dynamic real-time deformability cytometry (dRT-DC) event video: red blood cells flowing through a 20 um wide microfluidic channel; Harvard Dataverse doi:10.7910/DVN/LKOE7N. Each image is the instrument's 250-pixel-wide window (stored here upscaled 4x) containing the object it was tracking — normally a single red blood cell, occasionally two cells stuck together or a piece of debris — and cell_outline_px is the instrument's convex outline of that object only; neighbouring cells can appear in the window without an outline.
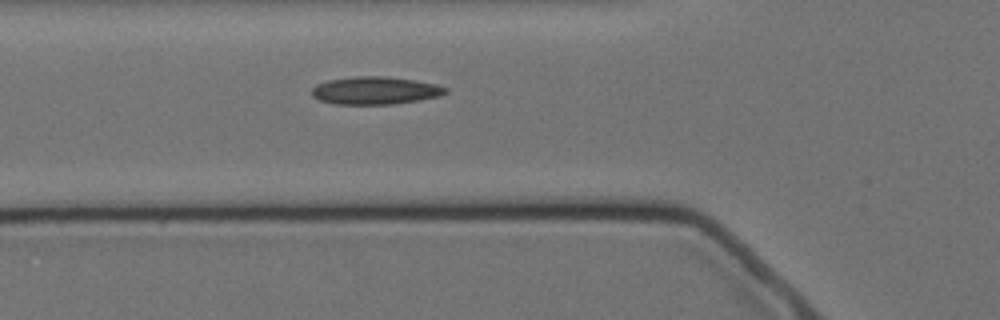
{"species": "Egyptian fruit bat (a non-hibernating species)", "species_latin": "Rousettus aegyptiacus", "temperature_condition": "cold", "stored_images_in_passage": 2, "camera_frame_rate_fps": 3000, "um_per_image_px": 0.085, "animal": {"sex": "female"}, "frame": {"image": 1, "passage_image": 2, "time_ms": 1.0, "image_size_px": [1000, 320], "cell_outline_px": [[448, 92], [440, 96], [420, 100], [392, 104], [336, 104], [320, 100], [312, 96], [312, 88], [316, 84], [328, 80], [356, 76], [388, 76], [436, 84], [448, 88]], "centroid_in_image_um": [31.9, 7.69], "position_along_channel_um": 93.9, "area_um2": 21.62}}